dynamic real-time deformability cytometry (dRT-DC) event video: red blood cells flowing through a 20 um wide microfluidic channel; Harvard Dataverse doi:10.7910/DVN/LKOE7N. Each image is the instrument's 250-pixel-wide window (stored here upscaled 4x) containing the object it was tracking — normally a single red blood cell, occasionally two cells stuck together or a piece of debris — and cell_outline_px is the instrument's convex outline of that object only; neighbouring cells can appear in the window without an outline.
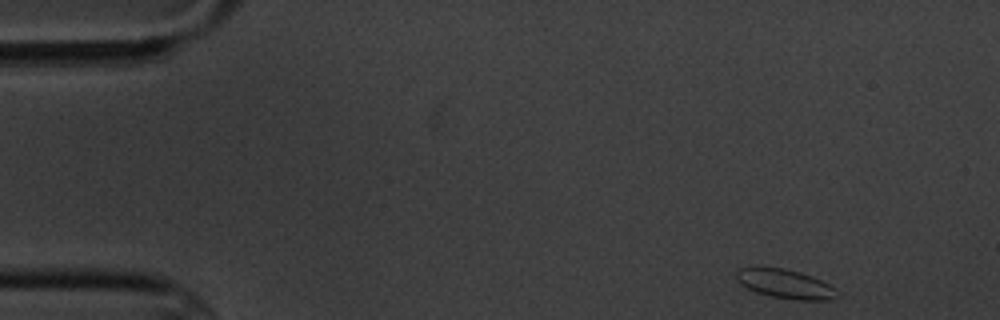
{"species": "common noctule bat (a hibernating species)", "species_latin": "Nyctalus noctula", "temperature_condition": "cold", "stored_images_in_passage": 4, "camera_frame_rate_fps": 3000, "um_per_image_px": 0.085, "animal": {"sex": "male", "body_mass_g": 20.1, "forearm_length_mm": 53.5}, "frame": {"image": 1, "passage_image": 1, "time_ms": 0.0, "image_size_px": [1000, 320], "cell_outline_px": [[840, 296], [832, 300], [796, 300], [772, 296], [756, 292], [740, 284], [736, 280], [736, 268], [756, 264], [784, 268], [800, 272], [812, 276], [836, 288], [840, 292]], "centroid_in_image_um": [66.7, 24.09], "position_along_channel_um": 18.3, "area_um2": 17.86}}
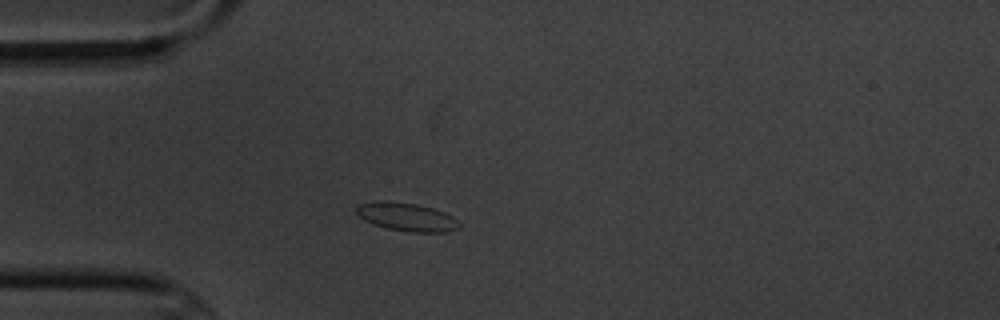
{"frame": {"image": 2, "passage_image": 4, "time_ms": 3.333, "image_size_px": [1000, 320], "cell_outline_px": [[460, 228], [444, 232], [408, 232], [388, 228], [372, 224], [364, 220], [356, 212], [356, 204], [376, 200], [388, 200], [416, 204], [432, 208], [444, 212], [452, 216], [460, 224]], "centroid_in_image_um": [34.52, 18.42], "position_along_channel_um": 50.5, "area_um2": 17.11}}